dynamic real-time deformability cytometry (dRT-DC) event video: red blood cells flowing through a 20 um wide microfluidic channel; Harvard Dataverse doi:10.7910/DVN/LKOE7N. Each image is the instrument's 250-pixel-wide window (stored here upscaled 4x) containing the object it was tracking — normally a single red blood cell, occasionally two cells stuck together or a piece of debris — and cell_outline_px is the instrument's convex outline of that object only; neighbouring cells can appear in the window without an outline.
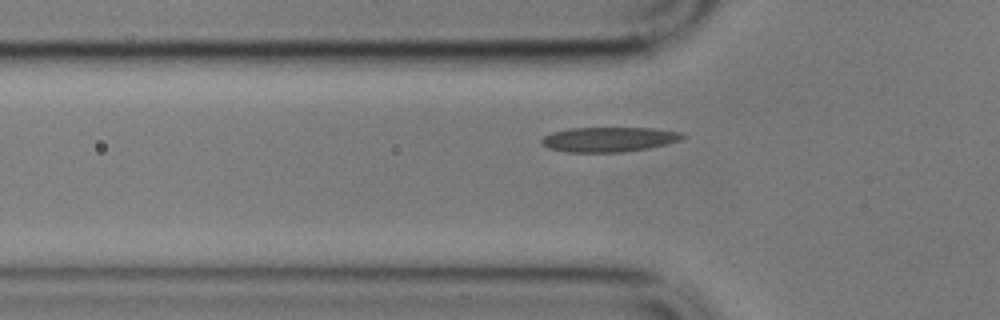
{"species": "common noctule bat (a hibernating species)", "species_latin": "Nyctalus noctula", "temperature_condition": "cold", "stored_images_in_passage": 37, "camera_frame_rate_fps": 3000, "um_per_image_px": 0.085, "animal": {"sex": "male", "body_mass_g": 17.9}, "frame": {"image": 1, "passage_image": 7, "time_ms": 2.0, "image_size_px": [1000, 320], "cell_outline_px": [[688, 136], [680, 140], [648, 148], [620, 152], [568, 152], [548, 148], [540, 144], [540, 140], [544, 136], [552, 132], [572, 128], [652, 128], [684, 132]], "centroid_in_image_um": [51.76, 11.84], "position_along_channel_um": 74.0, "area_um2": 20.4}}
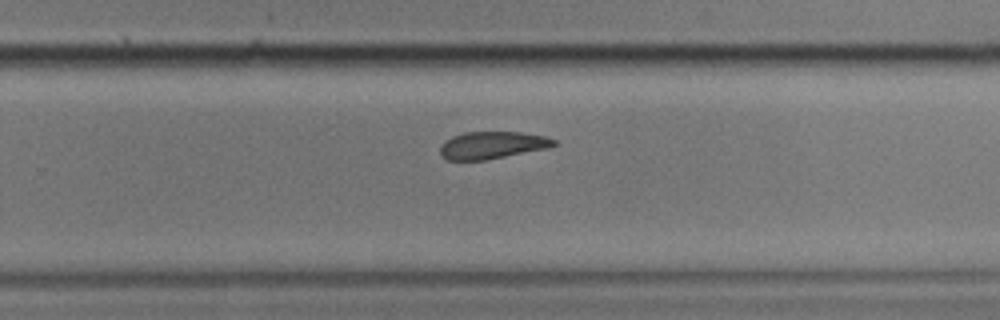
{"frame": {"image": 2, "passage_image": 26, "time_ms": 8.333, "image_size_px": [1000, 320], "cell_outline_px": [[556, 144], [544, 148], [484, 160], [448, 160], [440, 156], [440, 148], [444, 140], [452, 136], [464, 132], [520, 132], [544, 136], [556, 140]], "centroid_in_image_um": [41.75, 12.33], "position_along_channel_um": 288.0, "area_um2": 17.8}}
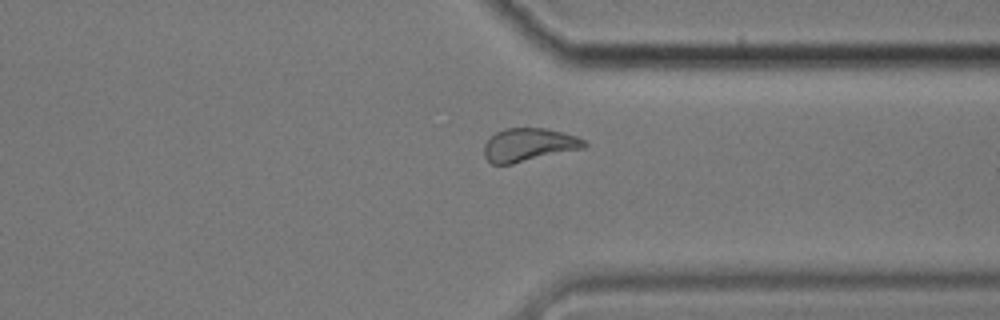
{"frame": {"image": 3, "passage_image": 33, "time_ms": 10.667, "image_size_px": [1000, 320], "cell_outline_px": [[588, 144], [584, 148], [512, 164], [492, 164], [484, 156], [484, 144], [496, 132], [504, 128], [544, 128], [576, 136], [584, 140]], "centroid_in_image_um": [44.93, 12.31], "position_along_channel_um": 366.5, "area_um2": 19.25}}